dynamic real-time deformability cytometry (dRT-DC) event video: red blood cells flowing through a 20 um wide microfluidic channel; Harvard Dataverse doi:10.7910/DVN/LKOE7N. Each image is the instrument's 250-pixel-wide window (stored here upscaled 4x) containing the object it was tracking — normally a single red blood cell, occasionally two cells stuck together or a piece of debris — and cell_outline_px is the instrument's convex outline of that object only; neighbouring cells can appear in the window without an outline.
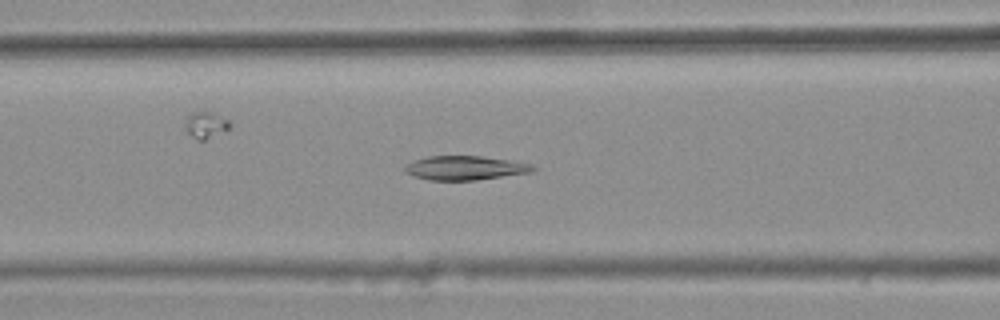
{"species": "common noctule bat (a hibernating species)", "species_latin": "Nyctalus noctula", "temperature_condition": "warm", "stored_images_in_passage": 36, "camera_frame_rate_fps": 3000, "um_per_image_px": 0.085, "animal": {"sex": "female", "body_mass_g": 25.1}, "frame": {"image": 1, "passage_image": 8, "time_ms": 2.333, "image_size_px": [1000, 320], "cell_outline_px": [[536, 168], [532, 172], [476, 180], [428, 180], [412, 176], [404, 168], [408, 164], [416, 160], [428, 156], [480, 156], [508, 160], [532, 164]], "centroid_in_image_um": [39.55, 14.28], "position_along_channel_um": 127.1, "area_um2": 17.74}}
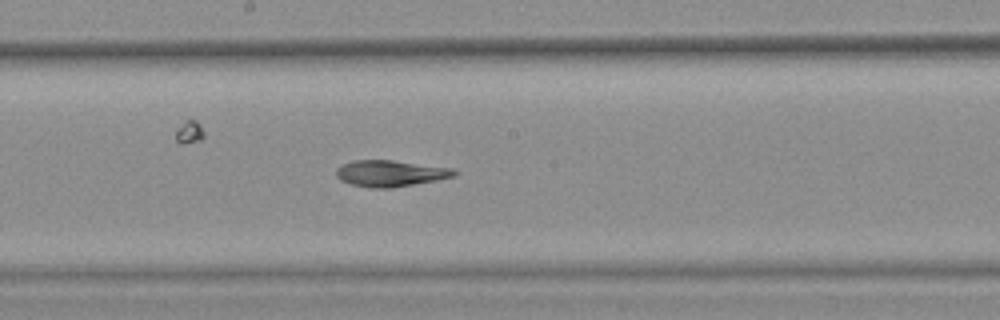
{"frame": {"image": 2, "passage_image": 15, "time_ms": 4.667, "image_size_px": [1000, 320], "cell_outline_px": [[460, 172], [456, 176], [436, 180], [392, 188], [372, 188], [352, 184], [340, 180], [336, 176], [336, 168], [344, 164], [356, 160], [392, 160], [452, 168]], "centroid_in_image_um": [33.21, 14.74], "position_along_channel_um": 215.0, "area_um2": 18.03}}
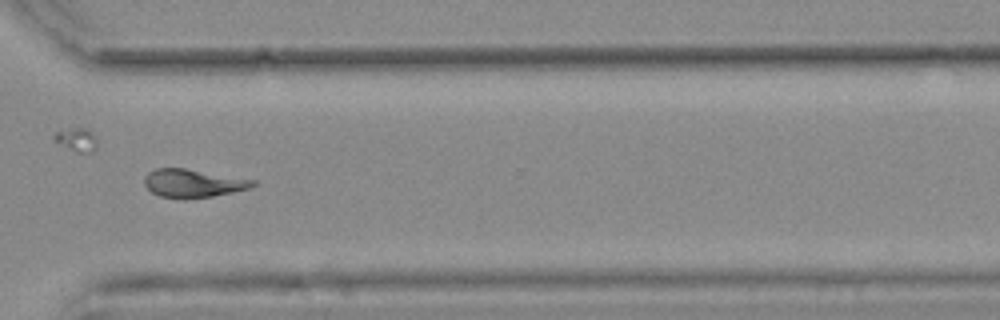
{"frame": {"image": 3, "passage_image": 26, "time_ms": 8.333, "image_size_px": [1000, 320], "cell_outline_px": [[256, 184], [248, 188], [232, 192], [212, 196], [184, 200], [160, 196], [152, 192], [144, 184], [144, 176], [148, 172], [156, 168], [184, 168], [256, 180]], "centroid_in_image_um": [16.37, 15.58], "position_along_channel_um": 354.2, "area_um2": 17.86}, "authors_computed_cell_mechanics": {"area_um2": 17.918, "velocity_mm_per_s": 3.7857, "shape_relaxation_time_tau1_ms": null, "shape_relaxation_time_tau2_ms": 8.5237, "deformation_change_tau1": null, "deformation_change_tau2": 0.1484}}